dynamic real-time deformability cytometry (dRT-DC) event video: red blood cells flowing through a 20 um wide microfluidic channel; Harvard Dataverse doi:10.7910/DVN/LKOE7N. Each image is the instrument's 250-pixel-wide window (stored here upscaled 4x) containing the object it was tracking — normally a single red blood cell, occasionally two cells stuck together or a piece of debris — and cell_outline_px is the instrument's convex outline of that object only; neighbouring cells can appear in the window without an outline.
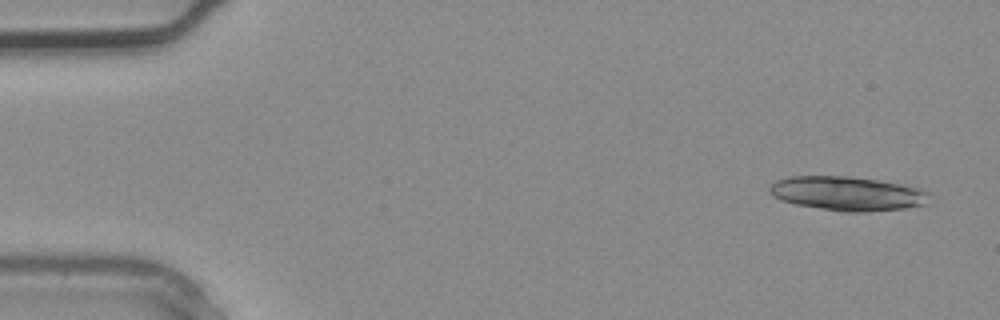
{"species": "common noctule bat (a hibernating species)", "species_latin": "Nyctalus noctula", "temperature_condition": "warm", "stored_images_in_passage": 2, "camera_frame_rate_fps": 3000, "um_per_image_px": 0.085, "animal": {"sex": "male", "body_mass_g": 20.4}, "frame": {"image": 1, "passage_image": 1, "time_ms": 0.0, "image_size_px": [1000, 320], "cell_outline_px": [[928, 204], [904, 208], [864, 212], [844, 212], [796, 204], [780, 200], [772, 196], [768, 192], [768, 188], [776, 180], [788, 176], [848, 176], [880, 180], [904, 184], [924, 188], [928, 192]], "centroid_in_image_um": [72.04, 16.44], "position_along_channel_um": 13.0, "area_um2": 32.14}}